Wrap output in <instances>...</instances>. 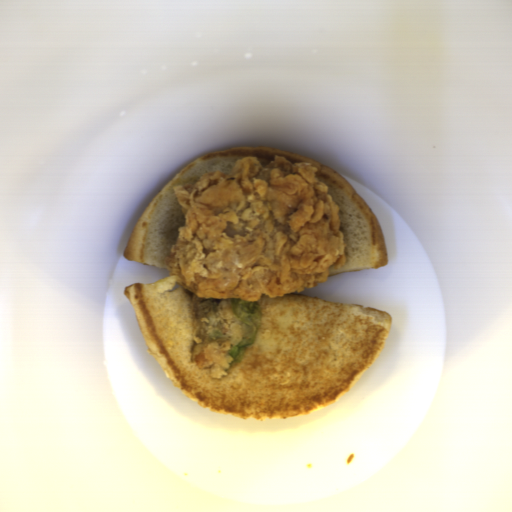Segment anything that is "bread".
<instances>
[{"instance_id":"bread-1","label":"bread","mask_w":512,"mask_h":512,"mask_svg":"<svg viewBox=\"0 0 512 512\" xmlns=\"http://www.w3.org/2000/svg\"><path fill=\"white\" fill-rule=\"evenodd\" d=\"M123 293L168 382L202 408L244 419L296 418L335 400L375 361L393 326L385 310L264 293L255 339L242 361L217 377L193 361L200 338L195 293L175 275L131 283Z\"/></svg>"},{"instance_id":"bread-2","label":"bread","mask_w":512,"mask_h":512,"mask_svg":"<svg viewBox=\"0 0 512 512\" xmlns=\"http://www.w3.org/2000/svg\"><path fill=\"white\" fill-rule=\"evenodd\" d=\"M243 157H256L264 167L274 157L312 163L316 167L315 177L326 184L328 194L338 206L340 231L346 245L345 264L330 267L329 276L362 269L377 270L388 264L387 242L377 215L341 174L312 158L264 146L211 152L181 168L142 212L128 237L122 256L129 261L166 269L164 260L176 242L179 226L185 224V214L178 204L174 187L197 182L204 173H230L236 161Z\"/></svg>"}]
</instances>
